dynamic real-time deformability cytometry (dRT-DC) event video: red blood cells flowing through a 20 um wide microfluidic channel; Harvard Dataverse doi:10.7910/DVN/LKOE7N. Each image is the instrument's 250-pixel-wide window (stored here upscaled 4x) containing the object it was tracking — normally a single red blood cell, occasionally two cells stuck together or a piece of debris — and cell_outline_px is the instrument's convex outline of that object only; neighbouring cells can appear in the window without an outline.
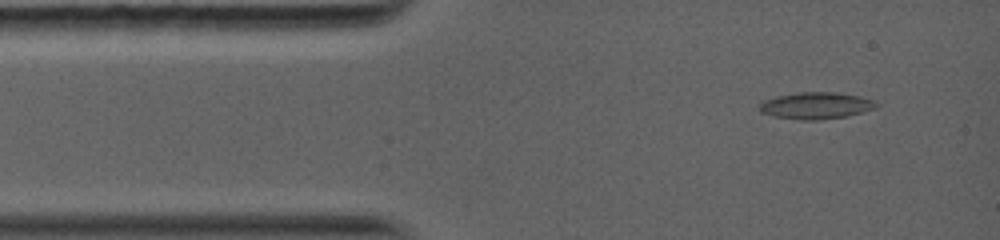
{"species": "common noctule bat (a hibernating species)", "species_latin": "Nyctalus noctula", "temperature_condition": "warm", "stored_images_in_passage": 37, "camera_frame_rate_fps": 5000, "um_per_image_px": 0.085, "animal": {"sex": "female", "body_mass_g": 19.0, "forearm_length_mm": 56.7}, "frame": {"image": 1, "passage_image": 3, "time_ms": 0.8, "image_size_px": [1000, 240], "cell_outline_px": [[880, 104], [876, 108], [864, 112], [848, 116], [816, 120], [800, 120], [772, 116], [760, 112], [760, 104], [764, 100], [776, 96], [800, 92], [836, 92], [860, 96], [872, 100]], "centroid_in_image_um": [69.38, 8.98], "position_along_channel_um": 15.6, "area_um2": 18.32}}
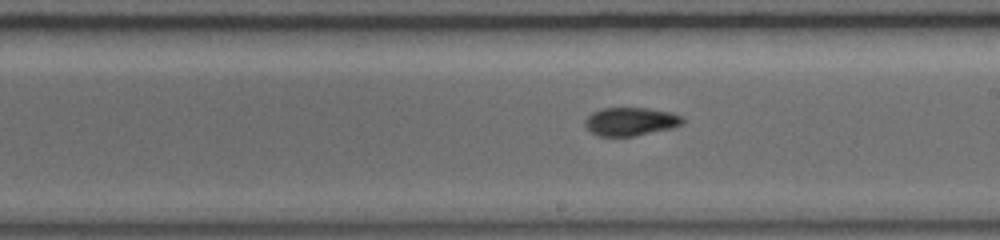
{"frame": {"image": 2, "passage_image": 18, "time_ms": 7.2, "image_size_px": [1000, 240], "cell_outline_px": [[684, 124], [672, 128], [632, 136], [600, 136], [592, 132], [584, 124], [584, 120], [592, 112], [600, 108], [648, 108], [672, 112], [684, 116]], "centroid_in_image_um": [53.64, 10.31], "position_along_channel_um": 235.4, "area_um2": 16.18}}
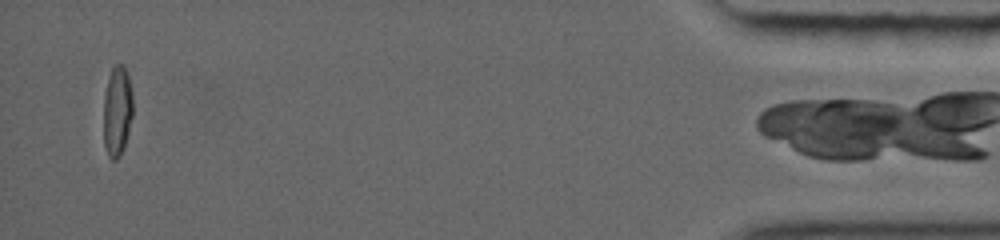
{"frame": {"image": 3, "passage_image": 36, "time_ms": 14.4, "image_size_px": [1000, 240], "cell_outline_px": [[132, 116], [124, 148], [120, 156], [116, 160], [112, 160], [108, 156], [104, 144], [104, 96], [108, 80], [112, 68], [116, 64], [124, 64], [128, 76], [132, 92]], "centroid_in_image_um": [9.96, 9.46], "position_along_channel_um": 425.2, "area_um2": 15.37}}